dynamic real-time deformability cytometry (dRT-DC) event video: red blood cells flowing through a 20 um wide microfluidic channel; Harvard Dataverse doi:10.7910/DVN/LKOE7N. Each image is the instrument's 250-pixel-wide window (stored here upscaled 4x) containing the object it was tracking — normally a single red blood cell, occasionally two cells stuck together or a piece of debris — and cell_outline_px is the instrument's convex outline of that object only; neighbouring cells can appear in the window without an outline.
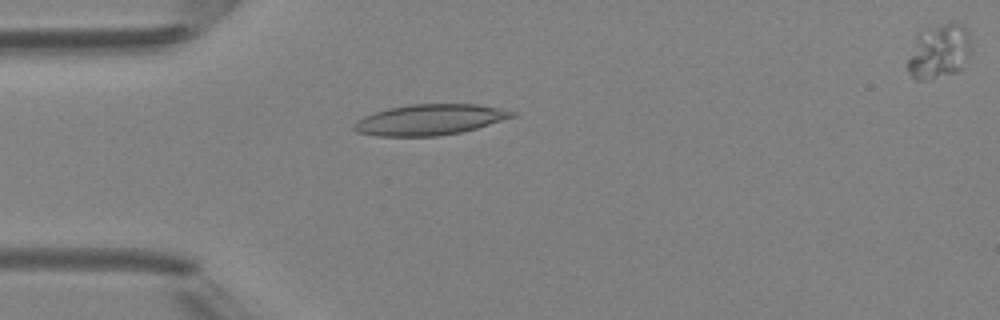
{"species": "Egyptian fruit bat (a non-hibernating species)", "species_latin": "Rousettus aegyptiacus", "temperature_condition": "room temperature", "stored_images_in_passage": 4, "segment_of_instrument_passage": [1, 2], "camera_frame_rate_fps": 3000, "um_per_image_px": 0.085, "animal": {"sex": "female"}, "frame": {"image": 1, "passage_image": 3, "time_ms": 3.333, "image_size_px": [1000, 320], "cell_outline_px": [[516, 116], [476, 128], [460, 132], [436, 136], [376, 136], [356, 132], [352, 128], [352, 124], [356, 120], [364, 116], [388, 108], [408, 104], [476, 104], [500, 108], [516, 112]], "centroid_in_image_um": [36.49, 10.17], "position_along_channel_um": 48.5, "area_um2": 28.32}}